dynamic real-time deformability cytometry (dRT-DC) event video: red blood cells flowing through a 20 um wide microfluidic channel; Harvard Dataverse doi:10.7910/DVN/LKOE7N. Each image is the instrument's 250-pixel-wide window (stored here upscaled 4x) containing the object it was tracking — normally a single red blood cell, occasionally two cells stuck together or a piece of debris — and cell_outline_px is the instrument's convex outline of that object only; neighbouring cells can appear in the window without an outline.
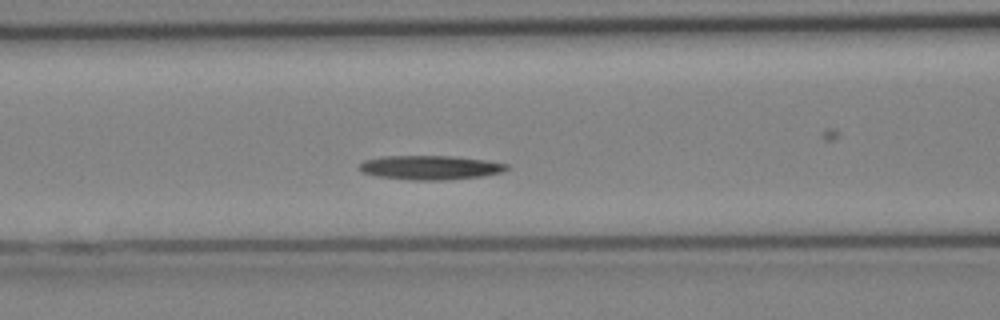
{"species": "Egyptian fruit bat (a non-hibernating species)", "species_latin": "Rousettus aegyptiacus", "temperature_condition": "cold", "stored_images_in_passage": 23, "camera_frame_rate_fps": 3000, "um_per_image_px": 0.085, "animal": {"sex": "female"}, "frame": {"image": 1, "passage_image": 10, "time_ms": 3.0, "image_size_px": [1000, 320], "cell_outline_px": [[508, 168], [500, 172], [484, 176], [444, 180], [412, 180], [376, 176], [364, 172], [356, 168], [364, 160], [380, 156], [456, 156], [484, 160], [508, 164]], "centroid_in_image_um": [36.53, 14.24], "position_along_channel_um": 130.1, "area_um2": 20.75}}